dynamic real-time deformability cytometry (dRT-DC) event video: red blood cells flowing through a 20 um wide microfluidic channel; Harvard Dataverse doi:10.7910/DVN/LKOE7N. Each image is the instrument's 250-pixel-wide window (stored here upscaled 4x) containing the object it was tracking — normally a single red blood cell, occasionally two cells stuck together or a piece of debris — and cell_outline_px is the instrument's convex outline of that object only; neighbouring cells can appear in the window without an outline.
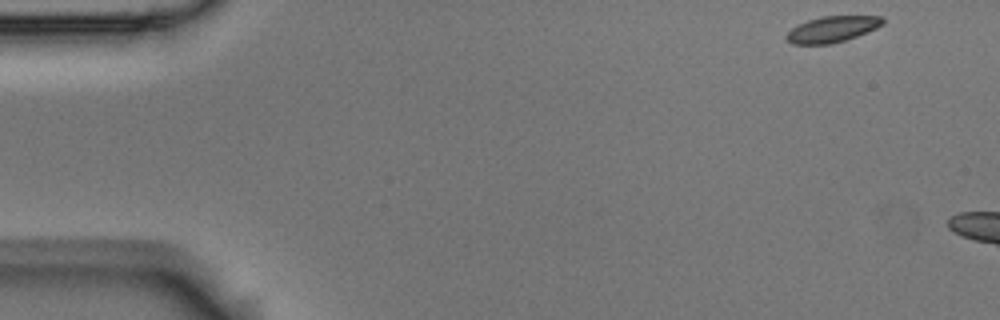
{"species": "Egyptian fruit bat (a non-hibernating species)", "species_latin": "Rousettus aegyptiacus", "temperature_condition": "room temperature", "stored_images_in_passage": 3, "camera_frame_rate_fps": 3000, "um_per_image_px": 0.085, "animal": {"sex": "male"}, "frame": {"image": 1, "passage_image": 1, "time_ms": 0.0, "image_size_px": [1000, 320], "cell_outline_px": [[884, 24], [876, 28], [856, 36], [832, 44], [792, 44], [784, 36], [792, 28], [808, 20], [820, 16], [880, 16], [884, 20]], "centroid_in_image_um": [70.73, 2.48], "position_along_channel_um": 14.3, "area_um2": 14.45}}